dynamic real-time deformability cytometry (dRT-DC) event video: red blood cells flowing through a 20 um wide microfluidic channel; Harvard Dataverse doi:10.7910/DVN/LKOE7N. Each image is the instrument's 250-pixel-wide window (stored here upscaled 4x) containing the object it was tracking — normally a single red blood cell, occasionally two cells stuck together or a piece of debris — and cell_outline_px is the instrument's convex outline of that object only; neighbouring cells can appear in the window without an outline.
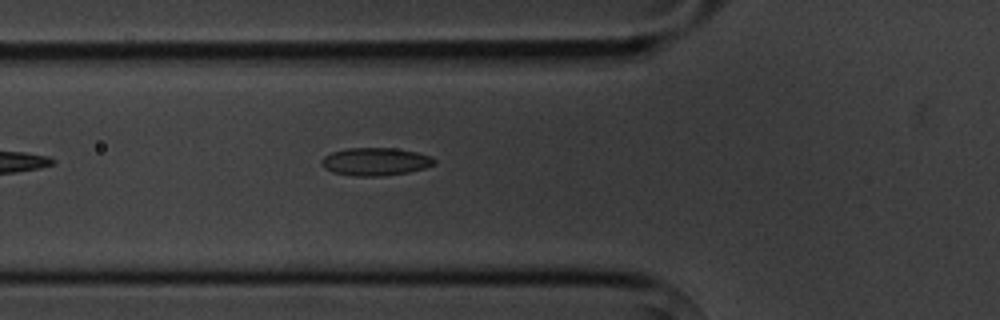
{"species": "common noctule bat (a hibernating species)", "species_latin": "Nyctalus noctula", "temperature_condition": "cold", "stored_images_in_passage": 5, "camera_frame_rate_fps": 3000, "um_per_image_px": 0.085, "animal": {"sex": "male", "body_mass_g": 20.1, "forearm_length_mm": 53.5}, "frame": {"image": 1, "passage_image": 5, "time_ms": 4.333, "image_size_px": [1000, 320], "cell_outline_px": [[436, 164], [424, 168], [408, 172], [380, 176], [356, 176], [332, 172], [324, 168], [320, 164], [320, 160], [324, 156], [332, 152], [348, 148], [396, 148], [416, 152], [432, 156], [436, 160]], "centroid_in_image_um": [31.91, 13.73], "position_along_channel_um": 93.9, "area_um2": 18.38}}